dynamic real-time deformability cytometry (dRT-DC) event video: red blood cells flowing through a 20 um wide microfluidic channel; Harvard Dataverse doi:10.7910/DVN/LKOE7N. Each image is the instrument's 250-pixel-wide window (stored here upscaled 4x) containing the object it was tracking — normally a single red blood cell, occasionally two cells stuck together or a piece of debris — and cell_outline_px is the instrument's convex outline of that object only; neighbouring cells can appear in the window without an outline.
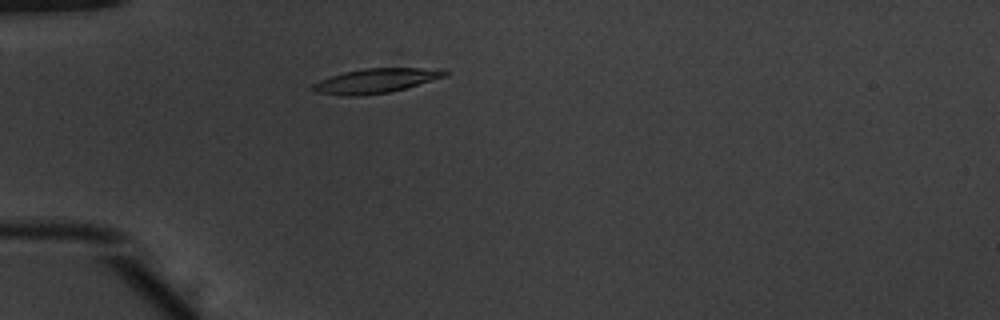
{"species": "common noctule bat (a hibernating species)", "species_latin": "Nyctalus noctula", "temperature_condition": "warm", "stored_images_in_passage": 47, "camera_frame_rate_fps": 3000, "um_per_image_px": 0.085, "animal": {"sex": "male", "body_mass_g": 20.1, "forearm_length_mm": 53.5}, "frame": {"image": 1, "passage_image": 10, "time_ms": 3.0, "image_size_px": [1000, 320], "cell_outline_px": [[448, 76], [404, 88], [388, 92], [360, 96], [344, 96], [316, 92], [312, 88], [312, 84], [320, 80], [344, 72], [364, 68], [420, 68], [448, 72]], "centroid_in_image_um": [31.89, 6.87], "position_along_channel_um": 53.1, "area_um2": 18.5}}
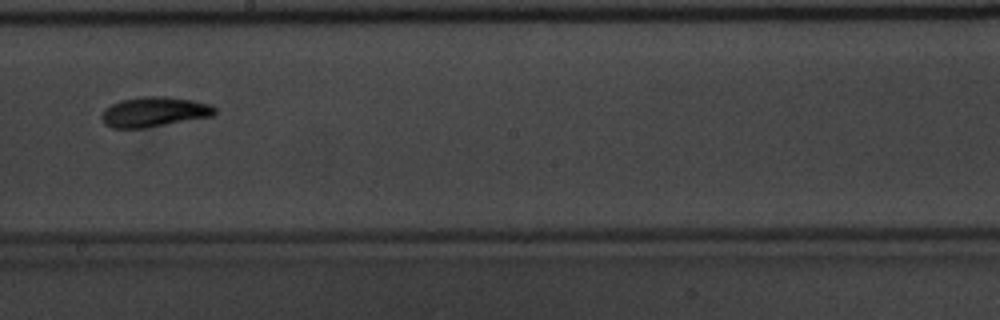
{"frame": {"image": 2, "passage_image": 25, "time_ms": 8.0, "image_size_px": [1000, 320], "cell_outline_px": [[216, 112], [212, 116], [144, 128], [112, 128], [104, 124], [100, 116], [104, 108], [120, 100], [144, 96], [168, 96], [192, 100], [208, 104], [216, 108]], "centroid_in_image_um": [13.06, 9.5], "position_along_channel_um": 235.1, "area_um2": 19.77}}
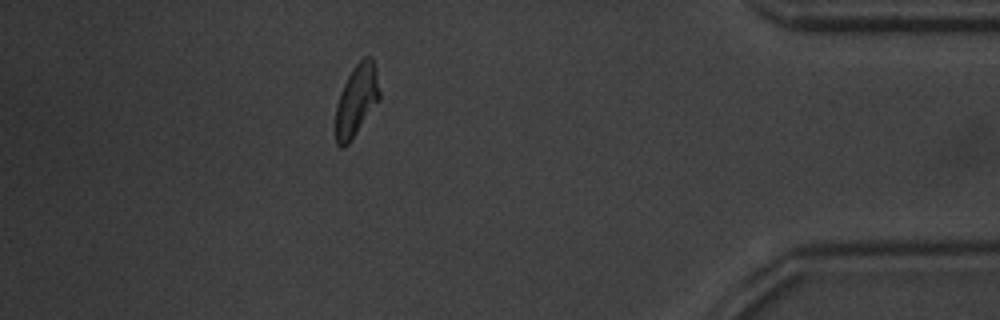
{"frame": {"image": 3, "passage_image": 41, "time_ms": 13.333, "image_size_px": [1000, 320], "cell_outline_px": [[380, 100], [348, 144], [344, 148], [340, 148], [336, 144], [336, 104], [344, 84], [352, 68], [364, 56], [372, 56], [376, 68], [380, 92]], "centroid_in_image_um": [30.32, 8.51], "position_along_channel_um": 404.9, "area_um2": 18.38}, "authors_computed_cell_mechanics": {"area_um2": 18.5538, "velocity_mm_per_s": 3.8968, "shape_relaxation_time_tau1_ms": 3.4652, "shape_relaxation_time_tau2_ms": 3.4592, "deformation_change_tau1": 0.1613, "deformation_change_tau2": 0.1027}}